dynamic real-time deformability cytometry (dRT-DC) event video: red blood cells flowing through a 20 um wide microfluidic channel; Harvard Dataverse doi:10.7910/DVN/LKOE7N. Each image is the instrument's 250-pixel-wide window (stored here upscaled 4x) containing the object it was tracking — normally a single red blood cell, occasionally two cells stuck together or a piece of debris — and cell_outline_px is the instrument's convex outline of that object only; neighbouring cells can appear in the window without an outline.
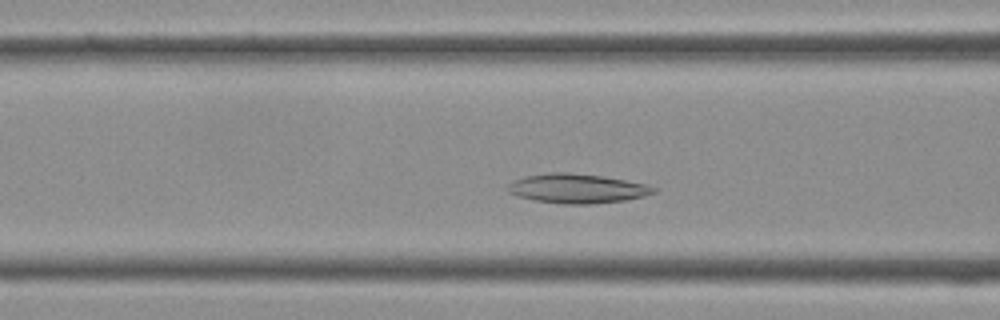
{"species": "Egyptian fruit bat (a non-hibernating species)", "species_latin": "Rousettus aegyptiacus", "temperature_condition": "cold", "stored_images_in_passage": 35, "camera_frame_rate_fps": 3000, "um_per_image_px": 0.085, "frame": {"image": 1, "passage_image": 10, "time_ms": 3.0, "image_size_px": [1000, 320], "cell_outline_px": [[656, 192], [644, 196], [624, 200], [592, 204], [564, 204], [532, 200], [516, 196], [508, 192], [508, 184], [512, 180], [524, 176], [552, 172], [568, 172], [604, 176], [648, 184], [656, 188]], "centroid_in_image_um": [49.03, 16.02], "position_along_channel_um": 117.6, "area_um2": 25.2}}
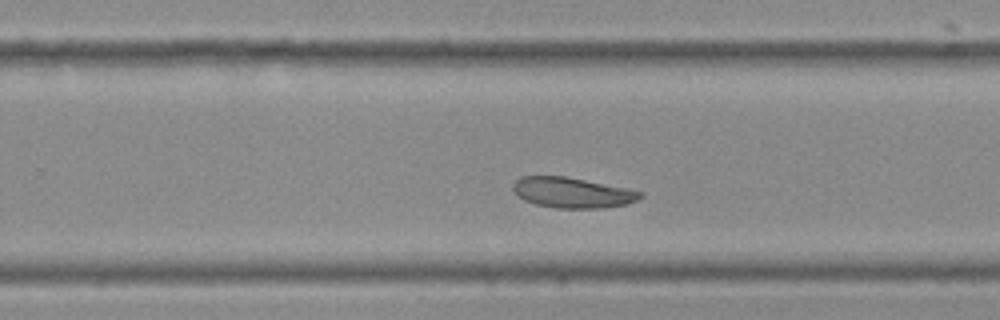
{"frame": {"image": 2, "passage_image": 20, "time_ms": 6.333, "image_size_px": [1000, 320], "cell_outline_px": [[644, 196], [628, 204], [604, 208], [556, 208], [536, 204], [524, 200], [512, 188], [512, 184], [520, 176], [564, 176], [644, 192]], "centroid_in_image_um": [48.65, 16.38], "position_along_channel_um": 281.2, "area_um2": 22.37}}
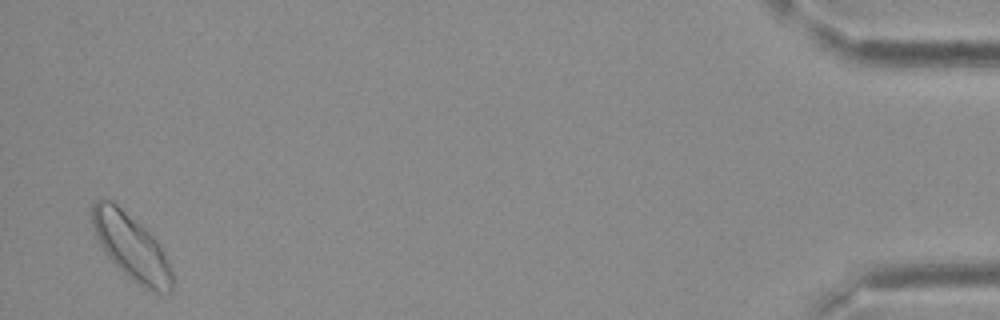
{"frame": {"image": 3, "passage_image": 34, "time_ms": 11.0, "image_size_px": [1000, 320], "cell_outline_px": [[172, 292], [156, 292], [144, 288], [136, 284], [104, 252], [92, 228], [92, 204], [100, 196], [112, 200], [144, 228], [156, 240], [172, 272]], "centroid_in_image_um": [11.11, 20.96], "position_along_channel_um": 424.1, "area_um2": 30.11}}